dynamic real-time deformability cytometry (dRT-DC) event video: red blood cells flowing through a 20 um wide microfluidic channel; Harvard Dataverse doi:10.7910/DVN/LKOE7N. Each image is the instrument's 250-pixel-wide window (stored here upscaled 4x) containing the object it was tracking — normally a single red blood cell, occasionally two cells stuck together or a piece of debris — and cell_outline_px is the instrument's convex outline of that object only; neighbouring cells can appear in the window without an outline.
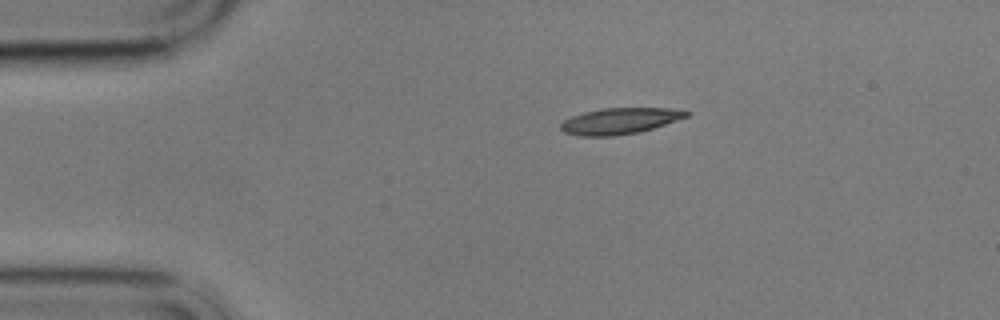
{"species": "common noctule bat (a hibernating species)", "species_latin": "Nyctalus noctula", "temperature_condition": "cold", "stored_images_in_passage": 3, "camera_frame_rate_fps": 3000, "um_per_image_px": 0.085, "animal": {"sex": "male", "body_mass_g": 17.9}, "frame": {"image": 1, "passage_image": 1, "time_ms": 0.0, "image_size_px": [1000, 320], "cell_outline_px": [[692, 112], [688, 116], [640, 132], [616, 136], [580, 136], [564, 132], [560, 128], [560, 124], [564, 120], [572, 116], [584, 112], [600, 108], [668, 108]], "centroid_in_image_um": [52.65, 10.28], "position_along_channel_um": 32.3, "area_um2": 19.07}}